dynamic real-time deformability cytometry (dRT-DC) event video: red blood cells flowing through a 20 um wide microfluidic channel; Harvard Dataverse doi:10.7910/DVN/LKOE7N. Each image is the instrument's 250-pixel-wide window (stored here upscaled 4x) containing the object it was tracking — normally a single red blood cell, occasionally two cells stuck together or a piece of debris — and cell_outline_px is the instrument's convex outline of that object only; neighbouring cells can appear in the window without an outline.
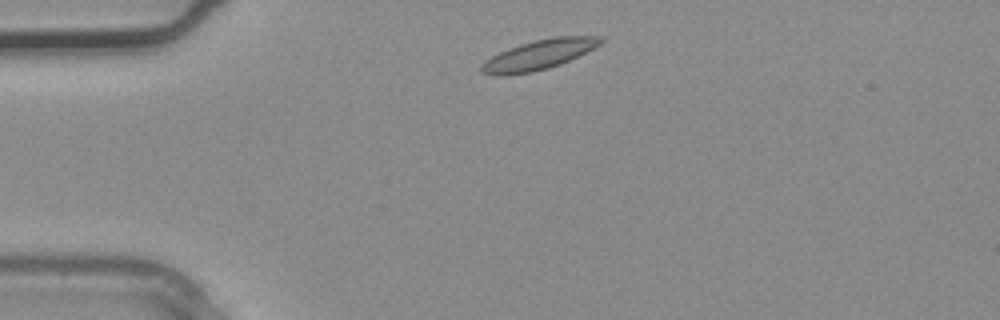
{"species": "common noctule bat (a hibernating species)", "species_latin": "Nyctalus noctula", "temperature_condition": "warm", "stored_images_in_passage": 1, "camera_frame_rate_fps": 3000, "um_per_image_px": 0.085, "animal": {"sex": "male", "body_mass_g": 20.4}, "frame": {"image": 1, "passage_image": 1, "time_ms": 0.0, "image_size_px": [1000, 320], "cell_outline_px": [[604, 40], [600, 44], [560, 64], [548, 68], [532, 72], [508, 76], [492, 76], [480, 72], [480, 68], [492, 56], [508, 48], [520, 44], [536, 40], [556, 36], [604, 36]], "centroid_in_image_um": [45.77, 4.67], "position_along_channel_um": 39.2, "area_um2": 20.46}}